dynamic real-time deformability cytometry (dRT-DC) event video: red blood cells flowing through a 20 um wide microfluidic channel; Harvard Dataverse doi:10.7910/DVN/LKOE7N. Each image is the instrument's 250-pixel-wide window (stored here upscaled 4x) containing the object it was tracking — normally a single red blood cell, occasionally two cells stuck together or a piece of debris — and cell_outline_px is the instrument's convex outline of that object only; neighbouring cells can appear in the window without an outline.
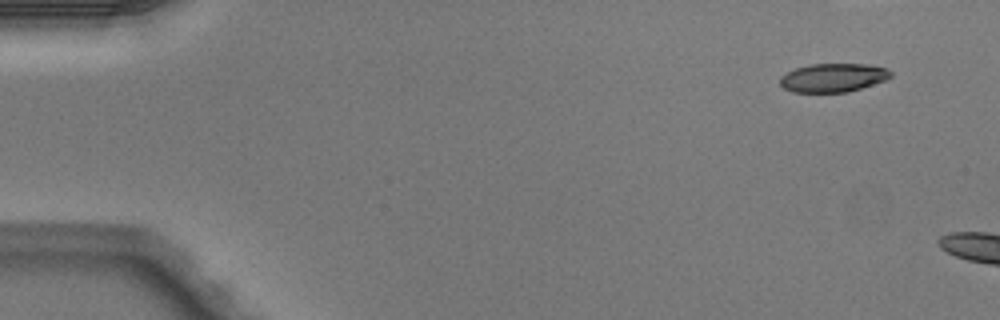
{"species": "Egyptian fruit bat (a non-hibernating species)", "species_latin": "Rousettus aegyptiacus", "temperature_condition": "warm", "stored_images_in_passage": 2, "camera_frame_rate_fps": 3000, "um_per_image_px": 0.085, "animal": {"sex": "male"}, "frame": {"image": 1, "passage_image": 1, "time_ms": 0.0, "image_size_px": [1000, 320], "cell_outline_px": [[892, 76], [888, 80], [848, 92], [792, 92], [784, 88], [780, 84], [780, 76], [796, 68], [812, 64], [864, 64], [888, 68], [892, 72]], "centroid_in_image_um": [70.85, 6.61], "position_along_channel_um": 14.1, "area_um2": 18.55}}